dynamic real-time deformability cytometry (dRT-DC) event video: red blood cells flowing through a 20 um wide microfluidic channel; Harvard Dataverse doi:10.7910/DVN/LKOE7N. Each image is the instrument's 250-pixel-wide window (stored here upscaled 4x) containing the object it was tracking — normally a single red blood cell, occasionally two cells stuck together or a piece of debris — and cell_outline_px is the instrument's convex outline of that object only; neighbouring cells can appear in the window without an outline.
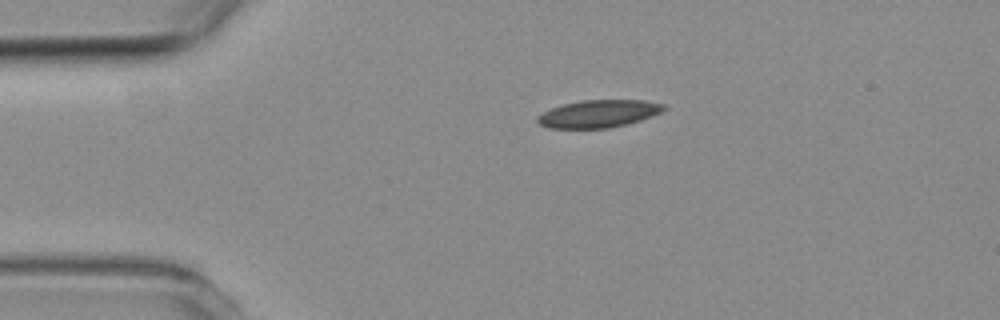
{"species": "common noctule bat (a hibernating species)", "species_latin": "Nyctalus noctula", "temperature_condition": "room temperature", "stored_images_in_passage": 2, "camera_frame_rate_fps": 3000, "um_per_image_px": 0.085, "animal": {"sex": "female", "body_mass_g": 19.3, "forearm_length_mm": 54.1}, "frame": {"image": 1, "passage_image": 1, "time_ms": 0.0, "image_size_px": [1000, 320], "cell_outline_px": [[668, 108], [652, 116], [640, 120], [608, 128], [548, 128], [540, 124], [536, 120], [536, 116], [552, 108], [564, 104], [584, 100], [644, 100], [664, 104]], "centroid_in_image_um": [50.89, 9.66], "position_along_channel_um": 34.1, "area_um2": 20.11}}